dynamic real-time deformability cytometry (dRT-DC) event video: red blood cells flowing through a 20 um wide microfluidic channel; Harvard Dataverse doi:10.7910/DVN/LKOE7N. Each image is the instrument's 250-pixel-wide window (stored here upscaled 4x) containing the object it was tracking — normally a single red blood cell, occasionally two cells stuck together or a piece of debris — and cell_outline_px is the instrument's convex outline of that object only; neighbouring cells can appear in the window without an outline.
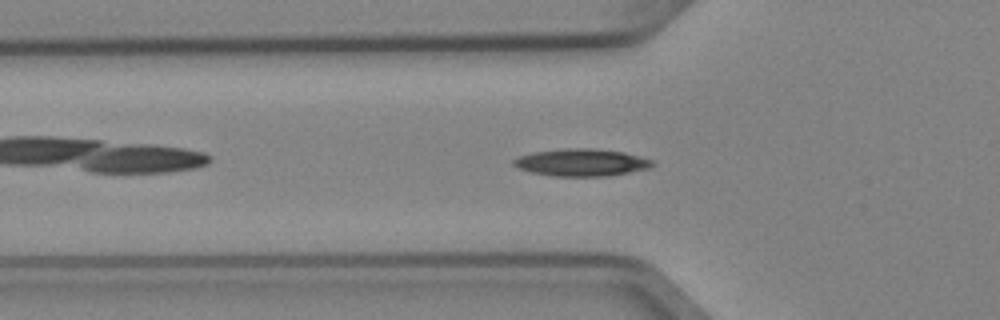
{"species": "Egyptian fruit bat (a non-hibernating species)", "species_latin": "Rousettus aegyptiacus", "temperature_condition": "cold", "stored_images_in_passage": 41, "camera_frame_rate_fps": 3000, "um_per_image_px": 0.085, "animal": {"sex": "female"}, "frame": {"image": 1, "passage_image": 7, "time_ms": 2.0, "image_size_px": [1000, 320], "cell_outline_px": [[656, 164], [652, 168], [604, 176], [556, 176], [532, 172], [516, 168], [512, 164], [512, 160], [520, 156], [532, 152], [568, 148], [588, 148], [624, 152], [652, 160]], "centroid_in_image_um": [49.42, 13.81], "position_along_channel_um": 76.4, "area_um2": 21.96}, "authors_computed_cell_mechanics": {"area_um2": 20.3456, "velocity_mm_per_s": 3.96, "shape_relaxation_time_tau1_ms": 3.2091, "shape_relaxation_time_tau2_ms": 6.4843, "deformation_change_tau1": 0.1276, "deformation_change_tau2": 0.1356}}